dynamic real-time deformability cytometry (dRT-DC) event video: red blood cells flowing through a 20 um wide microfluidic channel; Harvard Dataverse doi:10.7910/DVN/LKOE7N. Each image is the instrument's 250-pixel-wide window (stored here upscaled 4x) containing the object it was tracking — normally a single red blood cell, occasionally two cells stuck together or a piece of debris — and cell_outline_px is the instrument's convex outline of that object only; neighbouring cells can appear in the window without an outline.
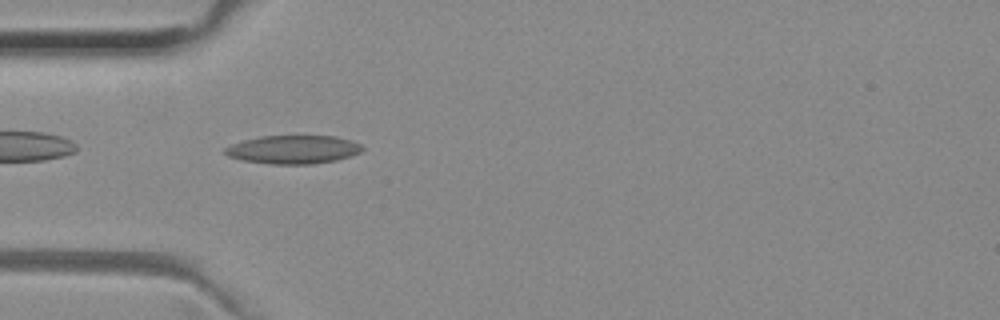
{"species": "common noctule bat (a hibernating species)", "species_latin": "Nyctalus noctula", "temperature_condition": "room temperature", "stored_images_in_passage": 26, "camera_frame_rate_fps": 3000, "um_per_image_px": 0.085, "animal": {"sex": "female", "body_mass_g": 29.2, "forearm_length_mm": 56.3}, "frame": {"image": 1, "passage_image": 2, "time_ms": 0.333, "image_size_px": [1000, 320], "cell_outline_px": [[364, 148], [360, 152], [336, 160], [312, 164], [272, 164], [240, 160], [228, 156], [224, 152], [224, 148], [232, 144], [244, 140], [260, 136], [336, 136], [352, 140], [360, 144]], "centroid_in_image_um": [24.91, 12.71], "position_along_channel_um": 60.1, "area_um2": 22.72}}
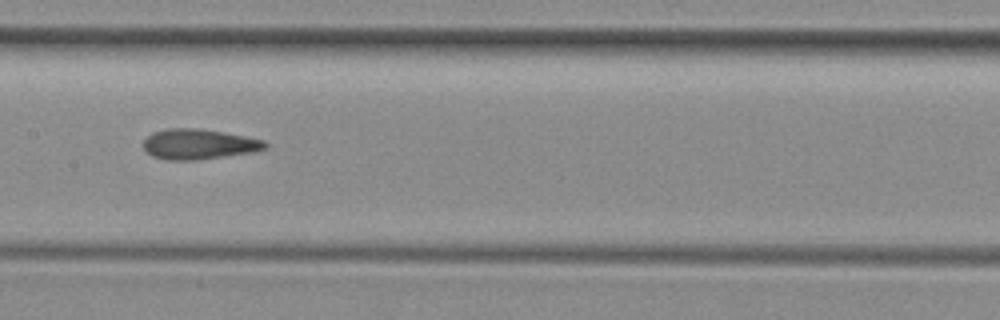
{"frame": {"image": 2, "passage_image": 12, "time_ms": 3.667, "image_size_px": [1000, 320], "cell_outline_px": [[268, 148], [252, 152], [196, 160], [168, 160], [152, 156], [144, 148], [144, 140], [152, 132], [168, 128], [200, 128], [224, 132], [264, 140], [268, 144]], "centroid_in_image_um": [16.9, 12.25], "position_along_channel_um": 190.5, "area_um2": 21.44}}
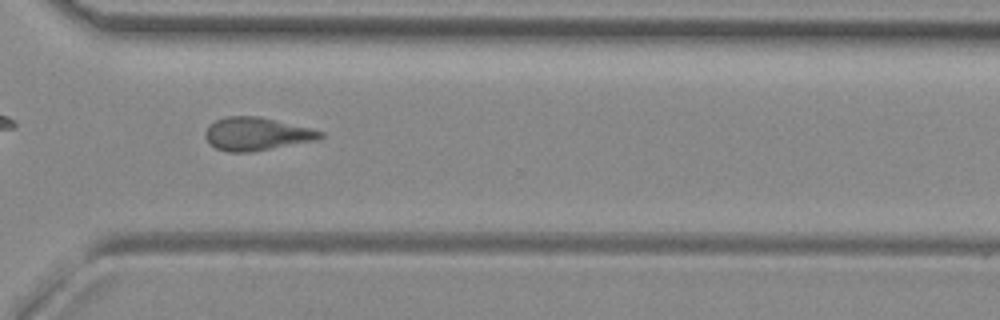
{"frame": {"image": 3, "passage_image": 24, "time_ms": 7.667, "image_size_px": [1000, 320], "cell_outline_px": [[324, 136], [316, 140], [252, 152], [228, 152], [216, 148], [208, 144], [204, 136], [204, 132], [216, 120], [228, 116], [260, 116], [324, 132]], "centroid_in_image_um": [21.78, 11.39], "position_along_channel_um": 348.8, "area_um2": 22.02}, "authors_computed_cell_mechanics": {"area_um2": 21.4149, "velocity_mm_per_s": 3.9639, "shape_relaxation_time_tau1_ms": null, "shape_relaxation_time_tau2_ms": 2.223, "deformation_change_tau1": null, "deformation_change_tau2": 0.1131}}